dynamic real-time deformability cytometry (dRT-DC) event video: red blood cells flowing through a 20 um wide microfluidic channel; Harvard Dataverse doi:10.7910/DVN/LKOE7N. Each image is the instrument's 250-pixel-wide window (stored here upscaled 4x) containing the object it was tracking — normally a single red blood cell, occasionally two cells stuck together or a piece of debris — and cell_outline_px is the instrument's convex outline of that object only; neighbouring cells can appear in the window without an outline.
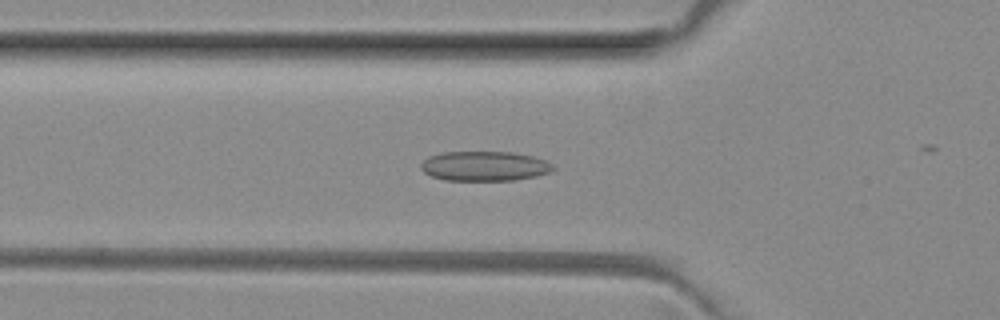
{"species": "common noctule bat (a hibernating species)", "species_latin": "Nyctalus noctula", "temperature_condition": "room temperature", "stored_images_in_passage": 21, "camera_frame_rate_fps": 3000, "um_per_image_px": 0.085, "animal": {"sex": "female", "body_mass_g": 29.2, "forearm_length_mm": 56.3}, "frame": {"image": 1, "passage_image": 13, "time_ms": 4.0, "image_size_px": [1000, 320], "cell_outline_px": [[556, 168], [552, 172], [536, 176], [512, 180], [444, 180], [432, 176], [424, 172], [420, 168], [420, 164], [428, 156], [440, 152], [512, 152], [532, 156], [548, 160]], "centroid_in_image_um": [41.2, 14.11], "position_along_channel_um": 84.6, "area_um2": 23.06}}
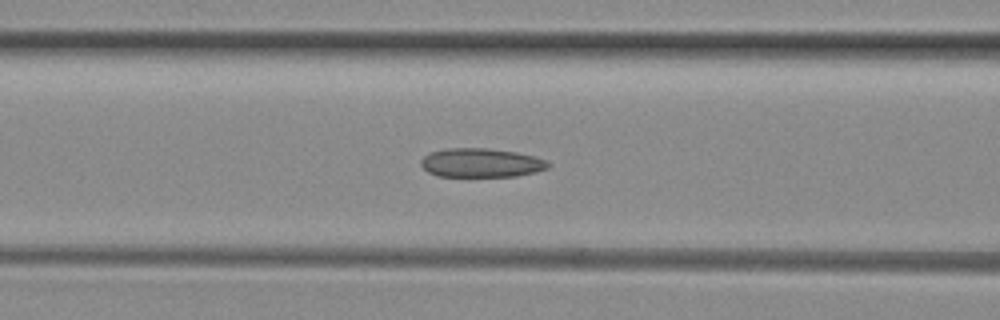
{"frame": {"image": 2, "passage_image": 16, "time_ms": 5.0, "image_size_px": [1000, 320], "cell_outline_px": [[552, 164], [548, 168], [536, 172], [516, 176], [436, 176], [428, 172], [420, 164], [420, 160], [428, 152], [448, 148], [488, 148], [516, 152], [548, 160]], "centroid_in_image_um": [40.89, 13.83], "position_along_channel_um": 125.7, "area_um2": 21.62}}
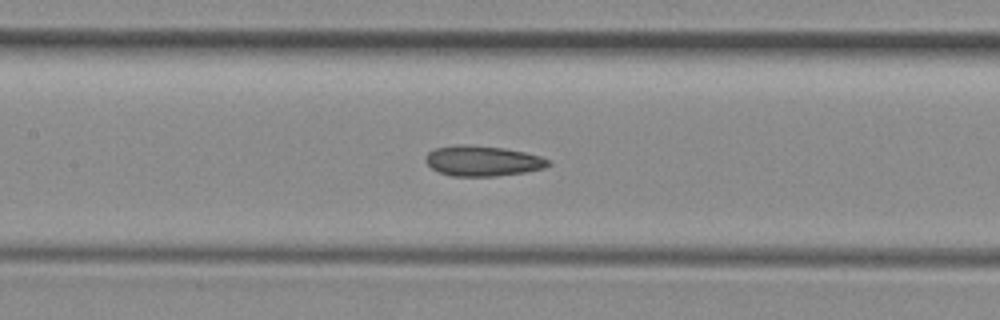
{"frame": {"image": 3, "passage_image": 19, "time_ms": 6.0, "image_size_px": [1000, 320], "cell_outline_px": [[552, 164], [544, 168], [524, 172], [496, 176], [452, 176], [440, 172], [432, 168], [424, 160], [428, 152], [436, 148], [456, 144], [468, 144], [504, 148], [524, 152], [540, 156], [552, 160]], "centroid_in_image_um": [41.04, 13.67], "position_along_channel_um": 166.4, "area_um2": 21.79}}